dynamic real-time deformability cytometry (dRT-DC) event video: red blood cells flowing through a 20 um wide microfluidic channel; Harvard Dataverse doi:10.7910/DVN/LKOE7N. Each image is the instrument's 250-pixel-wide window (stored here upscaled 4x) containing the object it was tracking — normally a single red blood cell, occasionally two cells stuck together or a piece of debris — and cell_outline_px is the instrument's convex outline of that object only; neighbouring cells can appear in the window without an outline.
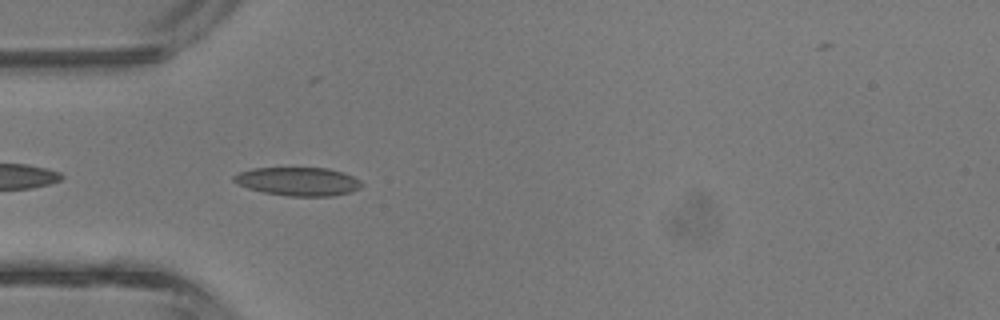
{"species": "common noctule bat (a hibernating species)", "species_latin": "Nyctalus noctula", "temperature_condition": "room temperature", "stored_images_in_passage": 40, "camera_frame_rate_fps": 3000, "um_per_image_px": 0.085, "animal": {"sex": "male", "body_mass_g": 13.3}, "frame": {"image": 1, "passage_image": 13, "time_ms": 4.0, "image_size_px": [1000, 320], "cell_outline_px": [[364, 184], [360, 188], [352, 192], [332, 196], [288, 196], [264, 192], [248, 188], [236, 184], [232, 180], [232, 176], [240, 172], [252, 168], [328, 168], [344, 172], [360, 180]], "centroid_in_image_um": [25.35, 15.42], "position_along_channel_um": 59.6, "area_um2": 21.39}}
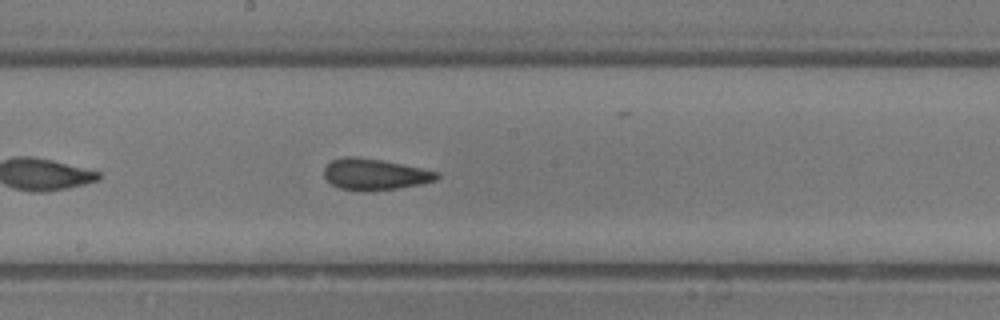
{"frame": {"image": 2, "passage_image": 23, "time_ms": 7.333, "image_size_px": [1000, 320], "cell_outline_px": [[440, 176], [436, 180], [420, 184], [400, 188], [364, 192], [340, 188], [332, 184], [324, 176], [324, 168], [332, 160], [344, 156], [356, 156], [384, 160], [440, 172]], "centroid_in_image_um": [31.87, 14.81], "position_along_channel_um": 216.3, "area_um2": 20.75}}
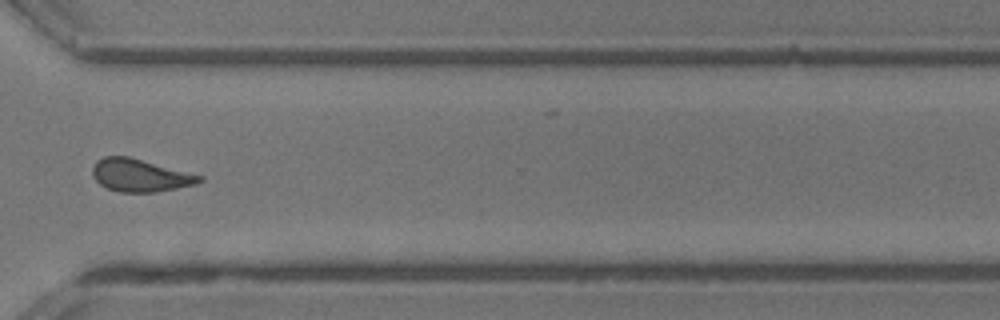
{"frame": {"image": 3, "passage_image": 32, "time_ms": 10.333, "image_size_px": [1000, 320], "cell_outline_px": [[204, 180], [196, 184], [176, 188], [152, 192], [120, 192], [108, 188], [100, 184], [92, 176], [92, 168], [96, 160], [104, 156], [128, 156], [204, 176]], "centroid_in_image_um": [11.9, 14.89], "position_along_channel_um": 358.7, "area_um2": 20.29}, "authors_computed_cell_mechanics": {"area_um2": 20.3745, "velocity_mm_per_s": 4.7622, "shape_relaxation_time_tau1_ms": 9.2378, "shape_relaxation_time_tau2_ms": 1.3487, "deformation_change_tau1": 0.2192, "deformation_change_tau2": 0.0994}}